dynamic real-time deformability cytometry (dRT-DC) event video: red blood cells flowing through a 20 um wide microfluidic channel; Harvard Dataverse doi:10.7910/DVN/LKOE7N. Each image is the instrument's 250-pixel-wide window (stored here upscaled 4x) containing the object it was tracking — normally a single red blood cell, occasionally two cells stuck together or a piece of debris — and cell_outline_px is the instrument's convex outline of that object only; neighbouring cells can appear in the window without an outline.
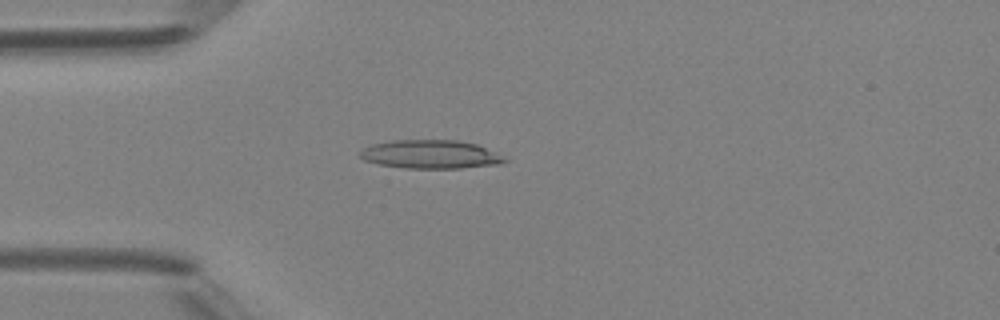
{"species": "Egyptian fruit bat (a non-hibernating species)", "species_latin": "Rousettus aegyptiacus", "temperature_condition": "room temperature", "stored_images_in_passage": 2, "camera_frame_rate_fps": 3000, "um_per_image_px": 0.085, "animal": {"sex": "female"}, "frame": {"image": 1, "passage_image": 2, "time_ms": 1.333, "image_size_px": [1000, 320], "cell_outline_px": [[508, 160], [500, 164], [460, 168], [408, 168], [380, 164], [364, 160], [360, 156], [360, 152], [364, 148], [372, 144], [392, 140], [460, 140], [476, 144]], "centroid_in_image_um": [36.56, 13.11], "position_along_channel_um": 48.4, "area_um2": 23.7}}